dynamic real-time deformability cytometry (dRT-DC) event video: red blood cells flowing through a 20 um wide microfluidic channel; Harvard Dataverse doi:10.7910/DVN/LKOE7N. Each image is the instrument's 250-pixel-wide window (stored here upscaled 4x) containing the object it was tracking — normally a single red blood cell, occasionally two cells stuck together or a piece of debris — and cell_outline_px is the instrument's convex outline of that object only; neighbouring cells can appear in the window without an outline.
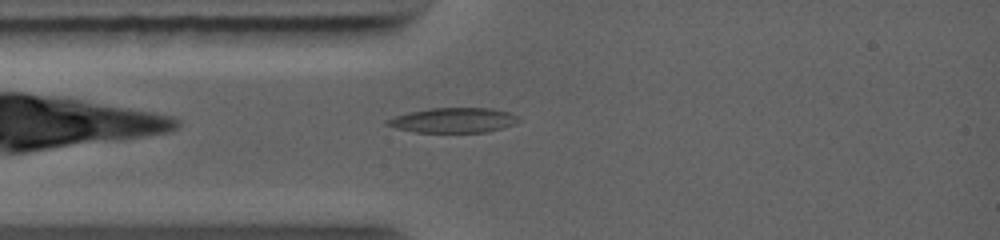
{"species": "common noctule bat (a hibernating species)", "species_latin": "Nyctalus noctula", "temperature_condition": "warm", "stored_images_in_passage": 24, "camera_frame_rate_fps": 5000, "um_per_image_px": 0.085, "animal": {"sex": "female", "body_mass_g": 19.0, "forearm_length_mm": 56.7}, "frame": {"image": 1, "passage_image": 2, "time_ms": 0.6, "image_size_px": [1000, 240], "cell_outline_px": [[520, 120], [516, 124], [504, 128], [488, 132], [416, 132], [396, 128], [384, 124], [384, 120], [408, 112], [432, 108], [492, 108], [508, 112], [520, 116]], "centroid_in_image_um": [38.57, 10.22], "position_along_channel_um": 46.4, "area_um2": 19.25}}
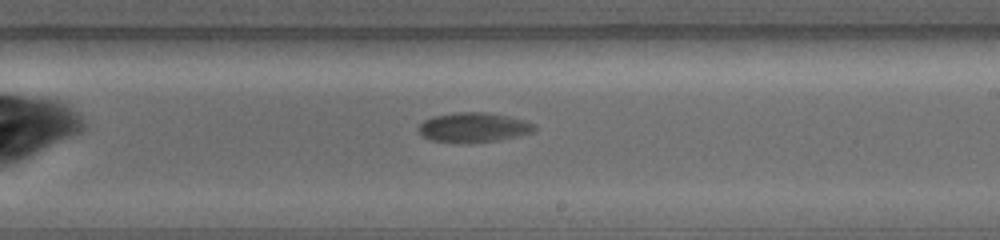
{"frame": {"image": 2, "passage_image": 12, "time_ms": 5.0, "image_size_px": [1000, 240], "cell_outline_px": [[536, 128], [532, 132], [520, 136], [472, 144], [464, 144], [428, 140], [416, 128], [424, 120], [432, 116], [456, 112], [488, 112], [524, 120], [536, 124]], "centroid_in_image_um": [40.23, 10.84], "position_along_channel_um": 248.8, "area_um2": 20.4}}
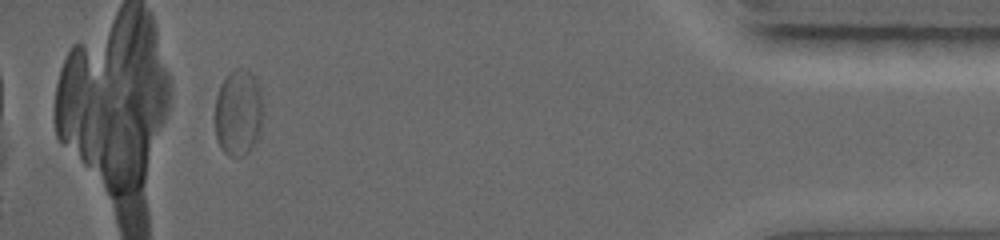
{"frame": {"image": 3, "passage_image": 24, "time_ms": 10.2, "image_size_px": [1000, 240], "cell_outline_px": [[264, 116], [256, 140], [248, 152], [244, 156], [228, 156], [220, 148], [216, 136], [216, 96], [220, 84], [228, 72], [232, 68], [248, 68], [252, 72], [260, 88], [264, 112]], "centroid_in_image_um": [20.27, 9.53], "position_along_channel_um": 414.9, "area_um2": 24.68}}